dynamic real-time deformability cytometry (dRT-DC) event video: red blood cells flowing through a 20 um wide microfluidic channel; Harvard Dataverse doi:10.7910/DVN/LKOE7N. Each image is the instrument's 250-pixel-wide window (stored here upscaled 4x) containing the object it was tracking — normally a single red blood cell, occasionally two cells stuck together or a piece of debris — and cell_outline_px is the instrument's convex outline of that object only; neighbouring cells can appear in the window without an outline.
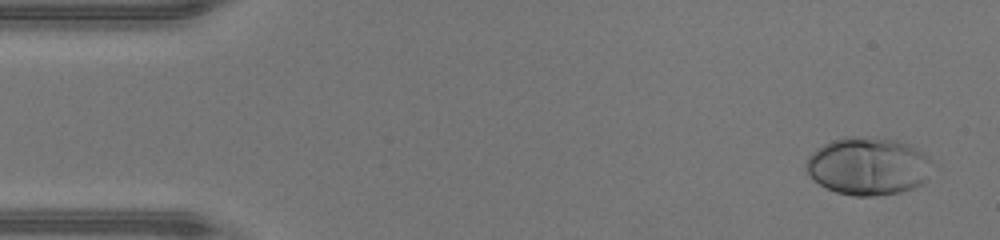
{"species": "human", "species_latin": "Homo sapiens", "temperature_condition": "warm", "stored_images_in_passage": 46, "camera_frame_rate_fps": 3000, "um_per_image_px": 0.085, "donor": {"sex": "male"}, "frame": {"image": 1, "passage_image": 1, "time_ms": 0.0, "image_size_px": [1000, 240], "cell_outline_px": [[928, 160], [924, 180], [920, 184], [912, 188], [900, 192], [876, 196], [852, 196], [836, 192], [820, 184], [808, 172], [808, 156], [816, 148], [832, 140], [844, 136], [892, 140], [908, 144], [928, 156]], "centroid_in_image_um": [73.73, 14.13], "position_along_channel_um": 11.3, "area_um2": 41.27}}
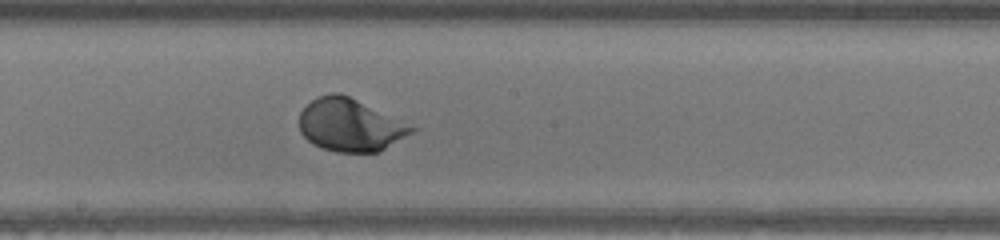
{"frame": {"image": 2, "passage_image": 24, "time_ms": 7.667, "image_size_px": [1000, 240], "cell_outline_px": [[420, 128], [380, 152], [336, 152], [324, 148], [308, 140], [300, 132], [300, 112], [312, 100], [320, 96], [332, 92], [340, 92]], "centroid_in_image_um": [29.81, 10.63], "position_along_channel_um": 218.4, "area_um2": 34.39}}
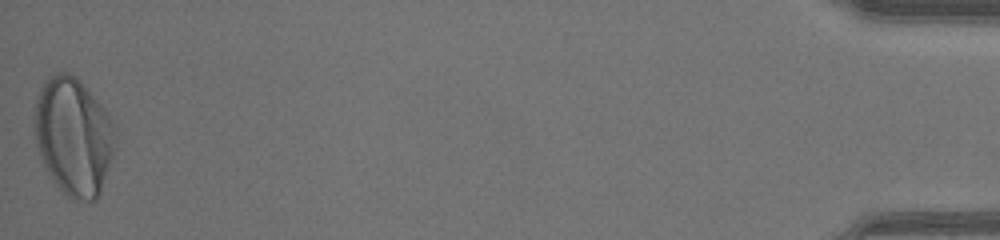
{"frame": {"image": 3, "passage_image": 46, "time_ms": 15.0, "image_size_px": [1000, 240], "cell_outline_px": [[116, 132], [112, 156], [100, 192], [96, 200], [72, 200], [56, 184], [48, 172], [44, 164], [36, 144], [32, 120], [36, 96], [44, 80], [56, 72], [68, 72], [76, 76], [80, 80], [108, 112], [112, 120]], "centroid_in_image_um": [6.22, 11.54], "position_along_channel_um": 429.0, "area_um2": 55.66}, "authors_computed_cell_mechanics": {"area_um2": 35.6626, "velocity_mm_per_s": 4.3279, "shape_relaxation_time_tau1_ms": 1.8274, "shape_relaxation_time_tau2_ms": null, "deformation_change_tau1": 0.1922, "deformation_change_tau2": null}}